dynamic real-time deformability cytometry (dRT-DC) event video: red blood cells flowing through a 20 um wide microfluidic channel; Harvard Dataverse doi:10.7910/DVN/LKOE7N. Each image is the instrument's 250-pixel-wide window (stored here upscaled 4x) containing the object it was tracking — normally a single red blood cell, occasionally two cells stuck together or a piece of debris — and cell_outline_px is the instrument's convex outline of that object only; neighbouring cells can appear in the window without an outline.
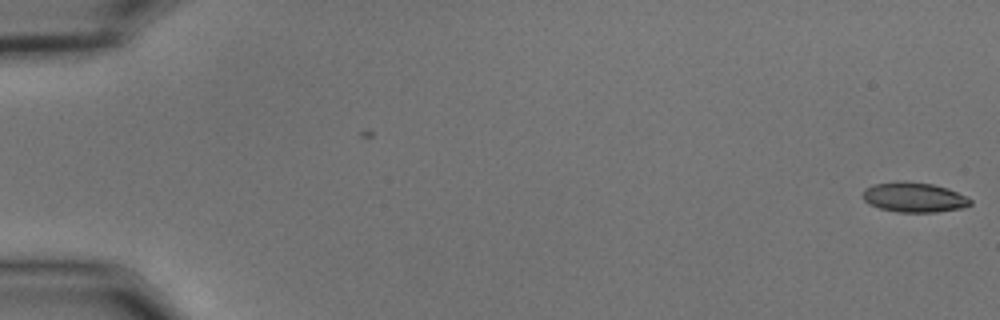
{"species": "common noctule bat (a hibernating species)", "species_latin": "Nyctalus noctula", "temperature_condition": "cold", "stored_images_in_passage": 56, "camera_frame_rate_fps": 3000, "um_per_image_px": 0.085, "animal": {"sex": "male", "body_mass_g": 15.6}, "frame": {"image": 1, "passage_image": 1, "time_ms": 0.0, "image_size_px": [1000, 320], "cell_outline_px": [[972, 204], [964, 208], [936, 212], [896, 212], [880, 208], [868, 204], [864, 200], [864, 188], [872, 184], [900, 180], [904, 180], [932, 184], [948, 188], [972, 200]], "centroid_in_image_um": [77.68, 16.76], "position_along_channel_um": 7.3, "area_um2": 18.9}}
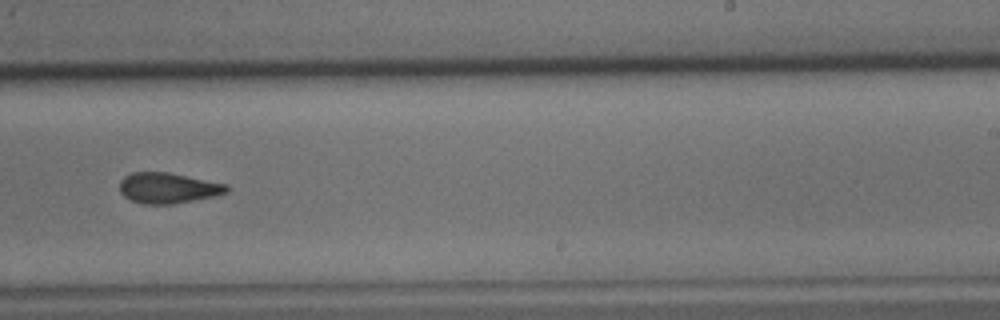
{"frame": {"image": 2, "passage_image": 36, "time_ms": 11.667, "image_size_px": [1000, 320], "cell_outline_px": [[228, 192], [216, 196], [172, 204], [144, 204], [132, 200], [124, 196], [120, 192], [120, 180], [124, 176], [132, 172], [168, 172], [228, 184]], "centroid_in_image_um": [14.29, 15.97], "position_along_channel_um": 274.7, "area_um2": 19.13}}
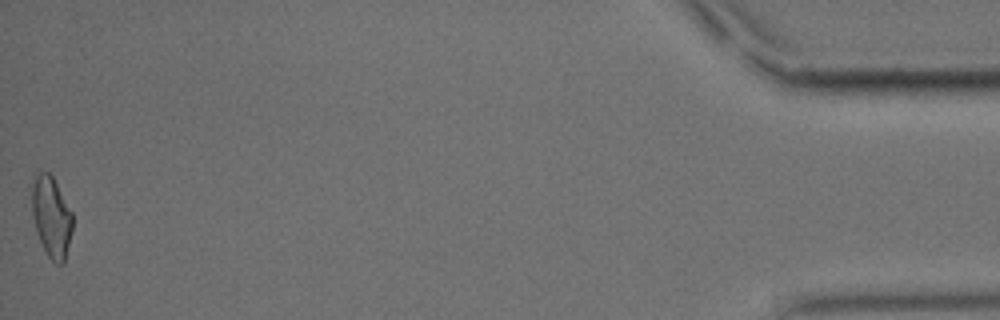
{"frame": {"image": 3, "passage_image": 56, "time_ms": 18.333, "image_size_px": [1000, 320], "cell_outline_px": [[72, 232], [64, 264], [56, 264], [48, 256], [36, 232], [32, 216], [28, 184], [32, 176], [40, 172], [48, 172], [52, 176], [72, 212]], "centroid_in_image_um": [4.31, 18.37], "position_along_channel_um": 430.9, "area_um2": 19.77}, "authors_computed_cell_mechanics": {"area_um2": 19.2474, "velocity_mm_per_s": 3.6557, "shape_relaxation_time_tau1_ms": null, "shape_relaxation_time_tau2_ms": 4.1649, "deformation_change_tau1": null, "deformation_change_tau2": 0.1131}}